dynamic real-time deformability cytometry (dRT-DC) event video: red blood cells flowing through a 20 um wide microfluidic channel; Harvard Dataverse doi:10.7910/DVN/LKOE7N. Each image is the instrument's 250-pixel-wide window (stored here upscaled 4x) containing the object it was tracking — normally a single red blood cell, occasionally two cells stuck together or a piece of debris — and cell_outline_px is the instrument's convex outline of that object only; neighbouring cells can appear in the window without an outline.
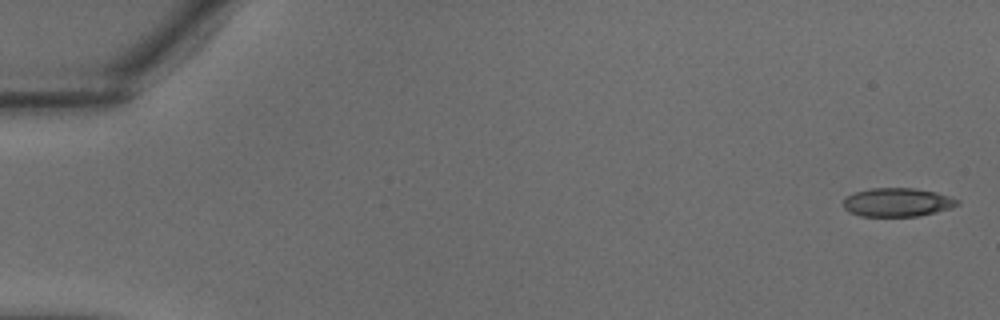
{"species": "common noctule bat (a hibernating species)", "species_latin": "Nyctalus noctula", "temperature_condition": "warm", "stored_images_in_passage": 37, "camera_frame_rate_fps": 3000, "um_per_image_px": 0.085, "animal": {"sex": "male", "body_mass_g": 18.8}, "frame": {"image": 1, "passage_image": 1, "time_ms": 0.0, "image_size_px": [1000, 320], "cell_outline_px": [[960, 204], [952, 208], [936, 212], [916, 216], [860, 216], [848, 212], [844, 208], [844, 200], [848, 196], [856, 192], [872, 188], [912, 188], [936, 192], [960, 200]], "centroid_in_image_um": [76.3, 17.2], "position_along_channel_um": 8.7, "area_um2": 18.96}}
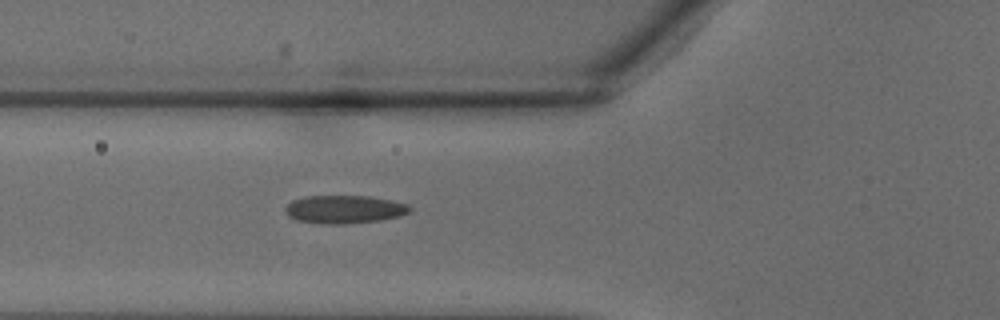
{"frame": {"image": 2, "passage_image": 14, "time_ms": 4.333, "image_size_px": [1000, 320], "cell_outline_px": [[412, 208], [408, 212], [400, 216], [380, 220], [344, 224], [324, 224], [296, 220], [288, 216], [284, 212], [284, 208], [292, 200], [304, 196], [368, 196], [392, 200], [408, 204]], "centroid_in_image_um": [29.25, 17.79], "position_along_channel_um": 96.6, "area_um2": 20.52}}
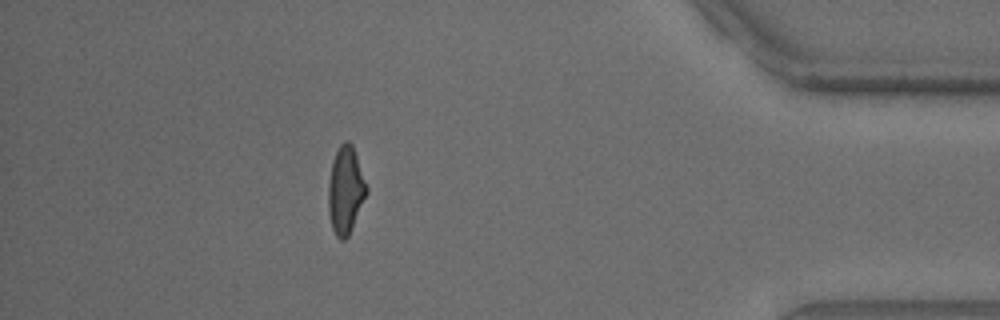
{"frame": {"image": 3, "passage_image": 33, "time_ms": 10.667, "image_size_px": [1000, 320], "cell_outline_px": [[368, 192], [348, 236], [344, 240], [340, 240], [336, 236], [332, 228], [328, 212], [328, 184], [332, 160], [340, 144], [344, 140], [348, 140], [352, 144], [368, 188]], "centroid_in_image_um": [29.36, 16.16], "position_along_channel_um": 405.8, "area_um2": 19.48}}